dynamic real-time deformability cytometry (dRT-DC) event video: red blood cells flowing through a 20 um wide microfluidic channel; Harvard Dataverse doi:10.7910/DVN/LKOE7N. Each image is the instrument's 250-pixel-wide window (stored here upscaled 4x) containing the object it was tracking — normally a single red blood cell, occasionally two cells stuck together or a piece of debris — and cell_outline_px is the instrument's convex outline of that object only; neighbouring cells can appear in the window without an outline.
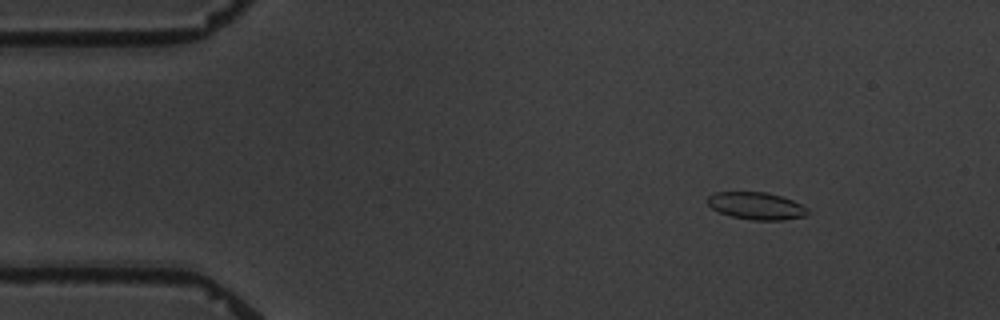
{"species": "common noctule bat (a hibernating species)", "species_latin": "Nyctalus noctula", "temperature_condition": "warm", "stored_images_in_passage": 3, "camera_frame_rate_fps": 3000, "um_per_image_px": 0.085, "animal": {"sex": "male", "body_mass_g": 19.5, "forearm_length_mm": 54.6}, "frame": {"image": 1, "passage_image": 1, "time_ms": 0.0, "image_size_px": [1000, 320], "cell_outline_px": [[808, 212], [804, 216], [784, 220], [752, 220], [732, 216], [720, 212], [712, 208], [708, 204], [708, 196], [716, 192], [768, 192], [792, 200], [808, 208]], "centroid_in_image_um": [64.29, 17.5], "position_along_channel_um": 20.7, "area_um2": 15.78}}